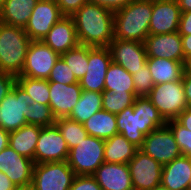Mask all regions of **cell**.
<instances>
[{
    "instance_id": "10",
    "label": "cell",
    "mask_w": 191,
    "mask_h": 190,
    "mask_svg": "<svg viewBox=\"0 0 191 190\" xmlns=\"http://www.w3.org/2000/svg\"><path fill=\"white\" fill-rule=\"evenodd\" d=\"M59 58L60 54L41 40L31 41L27 50L24 67L18 76L47 80L51 69Z\"/></svg>"
},
{
    "instance_id": "9",
    "label": "cell",
    "mask_w": 191,
    "mask_h": 190,
    "mask_svg": "<svg viewBox=\"0 0 191 190\" xmlns=\"http://www.w3.org/2000/svg\"><path fill=\"white\" fill-rule=\"evenodd\" d=\"M139 149L162 166L182 155L173 132L167 124L145 135L143 144Z\"/></svg>"
},
{
    "instance_id": "7",
    "label": "cell",
    "mask_w": 191,
    "mask_h": 190,
    "mask_svg": "<svg viewBox=\"0 0 191 190\" xmlns=\"http://www.w3.org/2000/svg\"><path fill=\"white\" fill-rule=\"evenodd\" d=\"M33 102L16 83L0 103V127L10 133L26 125L28 106Z\"/></svg>"
},
{
    "instance_id": "20",
    "label": "cell",
    "mask_w": 191,
    "mask_h": 190,
    "mask_svg": "<svg viewBox=\"0 0 191 190\" xmlns=\"http://www.w3.org/2000/svg\"><path fill=\"white\" fill-rule=\"evenodd\" d=\"M41 41L60 55L77 47L79 41L73 18L63 16Z\"/></svg>"
},
{
    "instance_id": "18",
    "label": "cell",
    "mask_w": 191,
    "mask_h": 190,
    "mask_svg": "<svg viewBox=\"0 0 191 190\" xmlns=\"http://www.w3.org/2000/svg\"><path fill=\"white\" fill-rule=\"evenodd\" d=\"M144 45L147 57L184 61L182 39L178 32L148 35Z\"/></svg>"
},
{
    "instance_id": "27",
    "label": "cell",
    "mask_w": 191,
    "mask_h": 190,
    "mask_svg": "<svg viewBox=\"0 0 191 190\" xmlns=\"http://www.w3.org/2000/svg\"><path fill=\"white\" fill-rule=\"evenodd\" d=\"M84 128L89 136L107 140L117 132L116 114L100 110L93 114L84 123Z\"/></svg>"
},
{
    "instance_id": "11",
    "label": "cell",
    "mask_w": 191,
    "mask_h": 190,
    "mask_svg": "<svg viewBox=\"0 0 191 190\" xmlns=\"http://www.w3.org/2000/svg\"><path fill=\"white\" fill-rule=\"evenodd\" d=\"M69 148L58 127H41L34 152V164L67 161Z\"/></svg>"
},
{
    "instance_id": "19",
    "label": "cell",
    "mask_w": 191,
    "mask_h": 190,
    "mask_svg": "<svg viewBox=\"0 0 191 190\" xmlns=\"http://www.w3.org/2000/svg\"><path fill=\"white\" fill-rule=\"evenodd\" d=\"M81 93L82 88L79 82L67 85L49 81V106L54 117L56 119L68 117L77 104Z\"/></svg>"
},
{
    "instance_id": "41",
    "label": "cell",
    "mask_w": 191,
    "mask_h": 190,
    "mask_svg": "<svg viewBox=\"0 0 191 190\" xmlns=\"http://www.w3.org/2000/svg\"><path fill=\"white\" fill-rule=\"evenodd\" d=\"M133 0H89L90 3L97 4L103 8H106L112 12H116L126 5H128Z\"/></svg>"
},
{
    "instance_id": "8",
    "label": "cell",
    "mask_w": 191,
    "mask_h": 190,
    "mask_svg": "<svg viewBox=\"0 0 191 190\" xmlns=\"http://www.w3.org/2000/svg\"><path fill=\"white\" fill-rule=\"evenodd\" d=\"M75 176L67 161L34 164L32 186L34 190H69Z\"/></svg>"
},
{
    "instance_id": "47",
    "label": "cell",
    "mask_w": 191,
    "mask_h": 190,
    "mask_svg": "<svg viewBox=\"0 0 191 190\" xmlns=\"http://www.w3.org/2000/svg\"><path fill=\"white\" fill-rule=\"evenodd\" d=\"M9 132L0 127V151L8 146Z\"/></svg>"
},
{
    "instance_id": "37",
    "label": "cell",
    "mask_w": 191,
    "mask_h": 190,
    "mask_svg": "<svg viewBox=\"0 0 191 190\" xmlns=\"http://www.w3.org/2000/svg\"><path fill=\"white\" fill-rule=\"evenodd\" d=\"M47 80L67 85L79 82L76 79L74 73L70 70L67 63L61 57L57 60V62L51 69L50 75Z\"/></svg>"
},
{
    "instance_id": "6",
    "label": "cell",
    "mask_w": 191,
    "mask_h": 190,
    "mask_svg": "<svg viewBox=\"0 0 191 190\" xmlns=\"http://www.w3.org/2000/svg\"><path fill=\"white\" fill-rule=\"evenodd\" d=\"M105 140L87 136L69 150L68 165L75 175H93L104 160Z\"/></svg>"
},
{
    "instance_id": "51",
    "label": "cell",
    "mask_w": 191,
    "mask_h": 190,
    "mask_svg": "<svg viewBox=\"0 0 191 190\" xmlns=\"http://www.w3.org/2000/svg\"><path fill=\"white\" fill-rule=\"evenodd\" d=\"M186 69L191 73V60L187 63Z\"/></svg>"
},
{
    "instance_id": "5",
    "label": "cell",
    "mask_w": 191,
    "mask_h": 190,
    "mask_svg": "<svg viewBox=\"0 0 191 190\" xmlns=\"http://www.w3.org/2000/svg\"><path fill=\"white\" fill-rule=\"evenodd\" d=\"M147 98L165 121L176 119L188 108L182 79L154 85Z\"/></svg>"
},
{
    "instance_id": "31",
    "label": "cell",
    "mask_w": 191,
    "mask_h": 190,
    "mask_svg": "<svg viewBox=\"0 0 191 190\" xmlns=\"http://www.w3.org/2000/svg\"><path fill=\"white\" fill-rule=\"evenodd\" d=\"M92 46L78 45L77 47L68 50L60 55V57L67 63L70 70L74 73L76 79L79 81L87 71L88 52Z\"/></svg>"
},
{
    "instance_id": "50",
    "label": "cell",
    "mask_w": 191,
    "mask_h": 190,
    "mask_svg": "<svg viewBox=\"0 0 191 190\" xmlns=\"http://www.w3.org/2000/svg\"><path fill=\"white\" fill-rule=\"evenodd\" d=\"M152 190H168L166 187H163L162 185H159L155 188H153Z\"/></svg>"
},
{
    "instance_id": "28",
    "label": "cell",
    "mask_w": 191,
    "mask_h": 190,
    "mask_svg": "<svg viewBox=\"0 0 191 190\" xmlns=\"http://www.w3.org/2000/svg\"><path fill=\"white\" fill-rule=\"evenodd\" d=\"M104 90L112 93H135L133 77L122 66L111 62L105 75Z\"/></svg>"
},
{
    "instance_id": "14",
    "label": "cell",
    "mask_w": 191,
    "mask_h": 190,
    "mask_svg": "<svg viewBox=\"0 0 191 190\" xmlns=\"http://www.w3.org/2000/svg\"><path fill=\"white\" fill-rule=\"evenodd\" d=\"M112 62L108 47H93L88 52V65L85 75L79 80L82 90L102 93L105 75Z\"/></svg>"
},
{
    "instance_id": "4",
    "label": "cell",
    "mask_w": 191,
    "mask_h": 190,
    "mask_svg": "<svg viewBox=\"0 0 191 190\" xmlns=\"http://www.w3.org/2000/svg\"><path fill=\"white\" fill-rule=\"evenodd\" d=\"M31 41L24 28L0 22V70L18 76Z\"/></svg>"
},
{
    "instance_id": "39",
    "label": "cell",
    "mask_w": 191,
    "mask_h": 190,
    "mask_svg": "<svg viewBox=\"0 0 191 190\" xmlns=\"http://www.w3.org/2000/svg\"><path fill=\"white\" fill-rule=\"evenodd\" d=\"M89 0H56V3L64 16H72L82 5Z\"/></svg>"
},
{
    "instance_id": "33",
    "label": "cell",
    "mask_w": 191,
    "mask_h": 190,
    "mask_svg": "<svg viewBox=\"0 0 191 190\" xmlns=\"http://www.w3.org/2000/svg\"><path fill=\"white\" fill-rule=\"evenodd\" d=\"M135 99V93H112L104 90L102 92V109L117 115L126 107L133 105Z\"/></svg>"
},
{
    "instance_id": "43",
    "label": "cell",
    "mask_w": 191,
    "mask_h": 190,
    "mask_svg": "<svg viewBox=\"0 0 191 190\" xmlns=\"http://www.w3.org/2000/svg\"><path fill=\"white\" fill-rule=\"evenodd\" d=\"M182 83L188 108H191V73L186 69L182 76Z\"/></svg>"
},
{
    "instance_id": "45",
    "label": "cell",
    "mask_w": 191,
    "mask_h": 190,
    "mask_svg": "<svg viewBox=\"0 0 191 190\" xmlns=\"http://www.w3.org/2000/svg\"><path fill=\"white\" fill-rule=\"evenodd\" d=\"M176 120L186 129L191 130V108H186Z\"/></svg>"
},
{
    "instance_id": "12",
    "label": "cell",
    "mask_w": 191,
    "mask_h": 190,
    "mask_svg": "<svg viewBox=\"0 0 191 190\" xmlns=\"http://www.w3.org/2000/svg\"><path fill=\"white\" fill-rule=\"evenodd\" d=\"M128 166L133 188L152 190L161 185L163 166L142 150L136 151Z\"/></svg>"
},
{
    "instance_id": "16",
    "label": "cell",
    "mask_w": 191,
    "mask_h": 190,
    "mask_svg": "<svg viewBox=\"0 0 191 190\" xmlns=\"http://www.w3.org/2000/svg\"><path fill=\"white\" fill-rule=\"evenodd\" d=\"M34 161L18 154L9 145L0 151V172L16 187L32 185Z\"/></svg>"
},
{
    "instance_id": "24",
    "label": "cell",
    "mask_w": 191,
    "mask_h": 190,
    "mask_svg": "<svg viewBox=\"0 0 191 190\" xmlns=\"http://www.w3.org/2000/svg\"><path fill=\"white\" fill-rule=\"evenodd\" d=\"M39 0H3L0 22L25 28Z\"/></svg>"
},
{
    "instance_id": "49",
    "label": "cell",
    "mask_w": 191,
    "mask_h": 190,
    "mask_svg": "<svg viewBox=\"0 0 191 190\" xmlns=\"http://www.w3.org/2000/svg\"><path fill=\"white\" fill-rule=\"evenodd\" d=\"M14 190H34L32 185L24 186V187H16Z\"/></svg>"
},
{
    "instance_id": "35",
    "label": "cell",
    "mask_w": 191,
    "mask_h": 190,
    "mask_svg": "<svg viewBox=\"0 0 191 190\" xmlns=\"http://www.w3.org/2000/svg\"><path fill=\"white\" fill-rule=\"evenodd\" d=\"M166 124L173 132L182 155L191 157V130L186 129L176 119L166 121Z\"/></svg>"
},
{
    "instance_id": "38",
    "label": "cell",
    "mask_w": 191,
    "mask_h": 190,
    "mask_svg": "<svg viewBox=\"0 0 191 190\" xmlns=\"http://www.w3.org/2000/svg\"><path fill=\"white\" fill-rule=\"evenodd\" d=\"M69 190H102L93 175H76Z\"/></svg>"
},
{
    "instance_id": "13",
    "label": "cell",
    "mask_w": 191,
    "mask_h": 190,
    "mask_svg": "<svg viewBox=\"0 0 191 190\" xmlns=\"http://www.w3.org/2000/svg\"><path fill=\"white\" fill-rule=\"evenodd\" d=\"M63 16L56 0H39L24 31L32 41L42 40Z\"/></svg>"
},
{
    "instance_id": "21",
    "label": "cell",
    "mask_w": 191,
    "mask_h": 190,
    "mask_svg": "<svg viewBox=\"0 0 191 190\" xmlns=\"http://www.w3.org/2000/svg\"><path fill=\"white\" fill-rule=\"evenodd\" d=\"M93 176L102 190H131L133 188L128 164L104 162Z\"/></svg>"
},
{
    "instance_id": "25",
    "label": "cell",
    "mask_w": 191,
    "mask_h": 190,
    "mask_svg": "<svg viewBox=\"0 0 191 190\" xmlns=\"http://www.w3.org/2000/svg\"><path fill=\"white\" fill-rule=\"evenodd\" d=\"M41 126L26 124L9 133L8 145L18 154L34 161V152L40 135Z\"/></svg>"
},
{
    "instance_id": "15",
    "label": "cell",
    "mask_w": 191,
    "mask_h": 190,
    "mask_svg": "<svg viewBox=\"0 0 191 190\" xmlns=\"http://www.w3.org/2000/svg\"><path fill=\"white\" fill-rule=\"evenodd\" d=\"M112 62L122 66L131 75L147 62L144 43L113 39L108 46Z\"/></svg>"
},
{
    "instance_id": "2",
    "label": "cell",
    "mask_w": 191,
    "mask_h": 190,
    "mask_svg": "<svg viewBox=\"0 0 191 190\" xmlns=\"http://www.w3.org/2000/svg\"><path fill=\"white\" fill-rule=\"evenodd\" d=\"M117 132L140 148L151 131L166 124L147 97H136L133 105L116 115Z\"/></svg>"
},
{
    "instance_id": "46",
    "label": "cell",
    "mask_w": 191,
    "mask_h": 190,
    "mask_svg": "<svg viewBox=\"0 0 191 190\" xmlns=\"http://www.w3.org/2000/svg\"><path fill=\"white\" fill-rule=\"evenodd\" d=\"M15 188V184L3 172H0V190H14Z\"/></svg>"
},
{
    "instance_id": "17",
    "label": "cell",
    "mask_w": 191,
    "mask_h": 190,
    "mask_svg": "<svg viewBox=\"0 0 191 190\" xmlns=\"http://www.w3.org/2000/svg\"><path fill=\"white\" fill-rule=\"evenodd\" d=\"M181 13L176 0H152L149 35L178 32Z\"/></svg>"
},
{
    "instance_id": "36",
    "label": "cell",
    "mask_w": 191,
    "mask_h": 190,
    "mask_svg": "<svg viewBox=\"0 0 191 190\" xmlns=\"http://www.w3.org/2000/svg\"><path fill=\"white\" fill-rule=\"evenodd\" d=\"M132 77L135 88V96L147 97L155 85L147 64L132 74Z\"/></svg>"
},
{
    "instance_id": "26",
    "label": "cell",
    "mask_w": 191,
    "mask_h": 190,
    "mask_svg": "<svg viewBox=\"0 0 191 190\" xmlns=\"http://www.w3.org/2000/svg\"><path fill=\"white\" fill-rule=\"evenodd\" d=\"M138 149L122 134L118 133L105 140L104 160L107 163L128 164Z\"/></svg>"
},
{
    "instance_id": "48",
    "label": "cell",
    "mask_w": 191,
    "mask_h": 190,
    "mask_svg": "<svg viewBox=\"0 0 191 190\" xmlns=\"http://www.w3.org/2000/svg\"><path fill=\"white\" fill-rule=\"evenodd\" d=\"M181 12L191 11V0H176Z\"/></svg>"
},
{
    "instance_id": "29",
    "label": "cell",
    "mask_w": 191,
    "mask_h": 190,
    "mask_svg": "<svg viewBox=\"0 0 191 190\" xmlns=\"http://www.w3.org/2000/svg\"><path fill=\"white\" fill-rule=\"evenodd\" d=\"M100 110H102V93L82 90L81 96L68 118L83 124Z\"/></svg>"
},
{
    "instance_id": "34",
    "label": "cell",
    "mask_w": 191,
    "mask_h": 190,
    "mask_svg": "<svg viewBox=\"0 0 191 190\" xmlns=\"http://www.w3.org/2000/svg\"><path fill=\"white\" fill-rule=\"evenodd\" d=\"M27 124L39 125L41 127L54 125V117L51 107L34 101L28 106Z\"/></svg>"
},
{
    "instance_id": "52",
    "label": "cell",
    "mask_w": 191,
    "mask_h": 190,
    "mask_svg": "<svg viewBox=\"0 0 191 190\" xmlns=\"http://www.w3.org/2000/svg\"><path fill=\"white\" fill-rule=\"evenodd\" d=\"M2 5H3V0H0V10L2 8Z\"/></svg>"
},
{
    "instance_id": "23",
    "label": "cell",
    "mask_w": 191,
    "mask_h": 190,
    "mask_svg": "<svg viewBox=\"0 0 191 190\" xmlns=\"http://www.w3.org/2000/svg\"><path fill=\"white\" fill-rule=\"evenodd\" d=\"M146 64L155 85L181 80L187 66L184 61L157 57H147Z\"/></svg>"
},
{
    "instance_id": "40",
    "label": "cell",
    "mask_w": 191,
    "mask_h": 190,
    "mask_svg": "<svg viewBox=\"0 0 191 190\" xmlns=\"http://www.w3.org/2000/svg\"><path fill=\"white\" fill-rule=\"evenodd\" d=\"M16 84V76L0 70V103Z\"/></svg>"
},
{
    "instance_id": "30",
    "label": "cell",
    "mask_w": 191,
    "mask_h": 190,
    "mask_svg": "<svg viewBox=\"0 0 191 190\" xmlns=\"http://www.w3.org/2000/svg\"><path fill=\"white\" fill-rule=\"evenodd\" d=\"M16 83L32 98L33 101L49 105V81L44 79L16 76Z\"/></svg>"
},
{
    "instance_id": "42",
    "label": "cell",
    "mask_w": 191,
    "mask_h": 190,
    "mask_svg": "<svg viewBox=\"0 0 191 190\" xmlns=\"http://www.w3.org/2000/svg\"><path fill=\"white\" fill-rule=\"evenodd\" d=\"M178 33L180 35L191 34V11L181 13L180 23L178 25Z\"/></svg>"
},
{
    "instance_id": "1",
    "label": "cell",
    "mask_w": 191,
    "mask_h": 190,
    "mask_svg": "<svg viewBox=\"0 0 191 190\" xmlns=\"http://www.w3.org/2000/svg\"><path fill=\"white\" fill-rule=\"evenodd\" d=\"M71 17L80 45L108 47L114 39V12L88 2Z\"/></svg>"
},
{
    "instance_id": "3",
    "label": "cell",
    "mask_w": 191,
    "mask_h": 190,
    "mask_svg": "<svg viewBox=\"0 0 191 190\" xmlns=\"http://www.w3.org/2000/svg\"><path fill=\"white\" fill-rule=\"evenodd\" d=\"M152 0H133L114 12V39L145 42L149 35Z\"/></svg>"
},
{
    "instance_id": "22",
    "label": "cell",
    "mask_w": 191,
    "mask_h": 190,
    "mask_svg": "<svg viewBox=\"0 0 191 190\" xmlns=\"http://www.w3.org/2000/svg\"><path fill=\"white\" fill-rule=\"evenodd\" d=\"M161 185L168 190L191 188V157L181 155L164 165Z\"/></svg>"
},
{
    "instance_id": "32",
    "label": "cell",
    "mask_w": 191,
    "mask_h": 190,
    "mask_svg": "<svg viewBox=\"0 0 191 190\" xmlns=\"http://www.w3.org/2000/svg\"><path fill=\"white\" fill-rule=\"evenodd\" d=\"M67 142L69 150L88 136L84 125L68 117L57 118L54 123Z\"/></svg>"
},
{
    "instance_id": "44",
    "label": "cell",
    "mask_w": 191,
    "mask_h": 190,
    "mask_svg": "<svg viewBox=\"0 0 191 190\" xmlns=\"http://www.w3.org/2000/svg\"><path fill=\"white\" fill-rule=\"evenodd\" d=\"M184 52V62L187 64L191 60V34L181 35Z\"/></svg>"
}]
</instances>
